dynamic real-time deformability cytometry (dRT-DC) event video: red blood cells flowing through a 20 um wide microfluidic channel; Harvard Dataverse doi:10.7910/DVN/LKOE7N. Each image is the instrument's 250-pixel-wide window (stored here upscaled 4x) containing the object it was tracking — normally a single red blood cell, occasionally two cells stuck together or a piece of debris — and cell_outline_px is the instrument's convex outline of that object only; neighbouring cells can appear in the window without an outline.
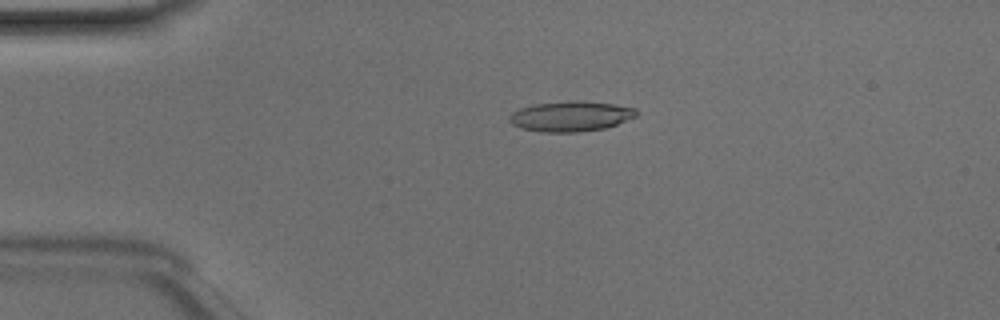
{"species": "Egyptian fruit bat (a non-hibernating species)", "species_latin": "Rousettus aegyptiacus", "temperature_condition": "room temperature", "stored_images_in_passage": 49, "camera_frame_rate_fps": 3000, "um_per_image_px": 0.085, "animal": {"sex": "male"}, "frame": {"image": 1, "passage_image": 11, "time_ms": 3.333, "image_size_px": [1000, 320], "cell_outline_px": [[636, 116], [616, 124], [604, 128], [580, 132], [540, 132], [520, 128], [512, 124], [508, 120], [508, 116], [512, 112], [520, 108], [536, 104], [568, 100], [580, 100], [612, 104], [636, 108]], "centroid_in_image_um": [48.46, 9.88], "position_along_channel_um": 36.5, "area_um2": 22.43}}
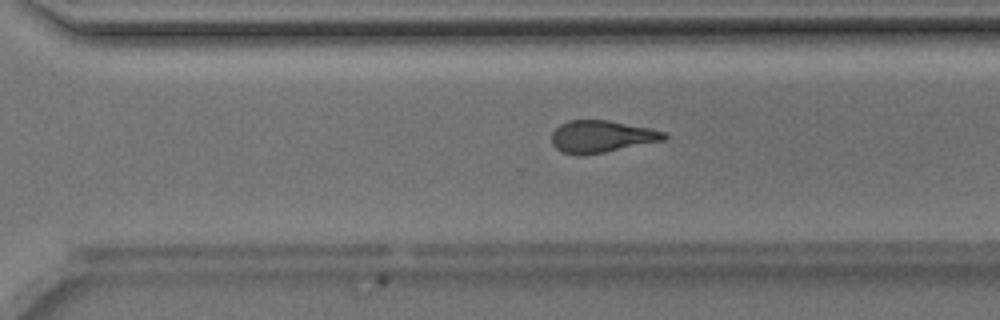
{"frame": {"image": 2, "passage_image": 34, "time_ms": 11.0, "image_size_px": [1000, 320], "cell_outline_px": [[668, 136], [664, 140], [604, 152], [580, 156], [576, 156], [560, 152], [552, 144], [552, 132], [560, 124], [568, 120], [608, 120], [668, 132]], "centroid_in_image_um": [51.1, 11.61], "position_along_channel_um": 319.5, "area_um2": 21.1}}
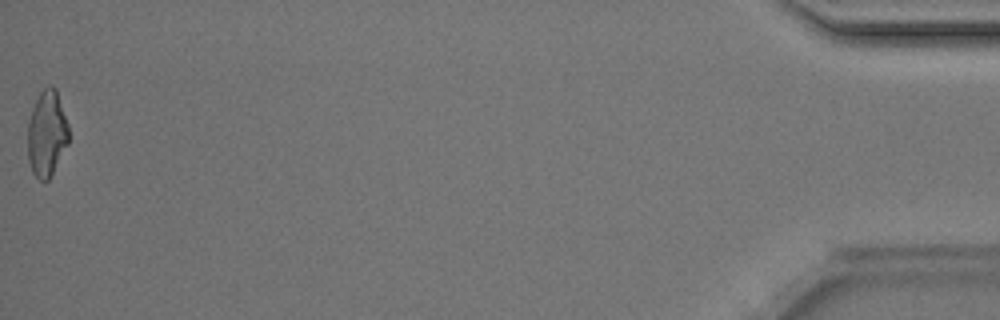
{"frame": {"image": 3, "passage_image": 49, "time_ms": 16.0, "image_size_px": [1000, 320], "cell_outline_px": [[68, 144], [48, 180], [40, 180], [32, 172], [28, 160], [28, 124], [32, 108], [40, 92], [48, 84], [52, 84], [56, 88], [68, 124]], "centroid_in_image_um": [3.98, 11.32], "position_along_channel_um": 431.2, "area_um2": 20.46}, "authors_computed_cell_mechanics": {"area_um2": 21.5016, "velocity_mm_per_s": 4.176, "shape_relaxation_time_tau1_ms": 9.9827, "shape_relaxation_time_tau2_ms": 2.1036, "deformation_change_tau1": 0.2505, "deformation_change_tau2": 0.1121}}